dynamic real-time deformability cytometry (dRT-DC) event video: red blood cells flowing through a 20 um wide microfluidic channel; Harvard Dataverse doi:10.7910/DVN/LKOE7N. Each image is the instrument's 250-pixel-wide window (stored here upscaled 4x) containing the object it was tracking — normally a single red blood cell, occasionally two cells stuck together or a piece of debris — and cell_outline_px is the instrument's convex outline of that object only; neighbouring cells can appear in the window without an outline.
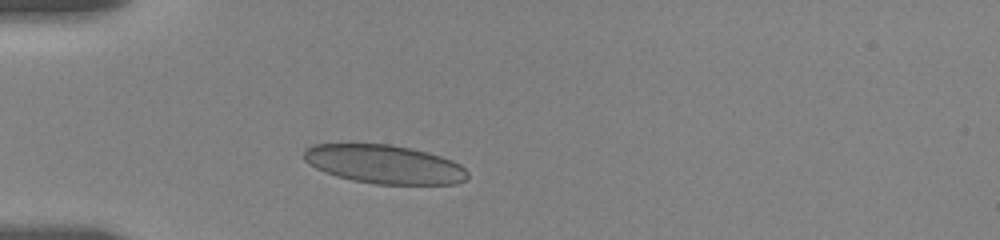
{"species": "human", "species_latin": "Homo sapiens", "temperature_condition": "room temperature", "stored_images_in_passage": 7, "camera_frame_rate_fps": 3000, "um_per_image_px": 0.085, "donor": {"sex": "female"}, "frame": {"image": 1, "passage_image": 4, "time_ms": 1.667, "image_size_px": [1000, 240], "cell_outline_px": [[468, 180], [456, 184], [376, 184], [352, 180], [336, 176], [324, 172], [308, 164], [304, 160], [304, 148], [312, 144], [392, 144], [412, 148], [428, 152], [452, 160], [460, 164], [468, 172]], "centroid_in_image_um": [32.67, 13.96], "position_along_channel_um": 52.3, "area_um2": 37.22}}
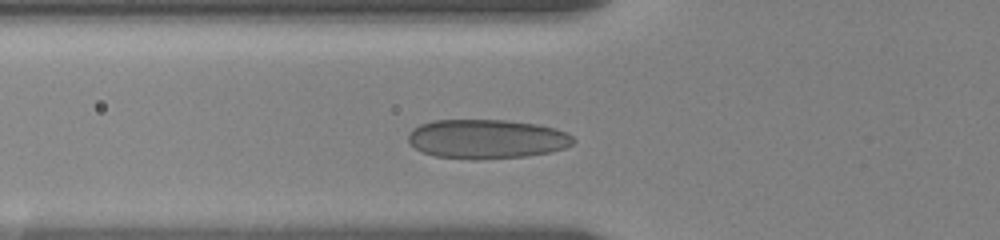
{"frame": {"image": 2, "passage_image": 6, "time_ms": 3.0, "image_size_px": [1000, 240], "cell_outline_px": [[576, 140], [572, 144], [564, 148], [552, 152], [528, 156], [476, 160], [472, 160], [436, 156], [424, 152], [416, 148], [408, 140], [408, 132], [412, 128], [420, 124], [432, 120], [504, 120], [536, 124], [556, 128], [568, 132]], "centroid_in_image_um": [41.39, 11.81], "position_along_channel_um": 84.4, "area_um2": 38.09}}